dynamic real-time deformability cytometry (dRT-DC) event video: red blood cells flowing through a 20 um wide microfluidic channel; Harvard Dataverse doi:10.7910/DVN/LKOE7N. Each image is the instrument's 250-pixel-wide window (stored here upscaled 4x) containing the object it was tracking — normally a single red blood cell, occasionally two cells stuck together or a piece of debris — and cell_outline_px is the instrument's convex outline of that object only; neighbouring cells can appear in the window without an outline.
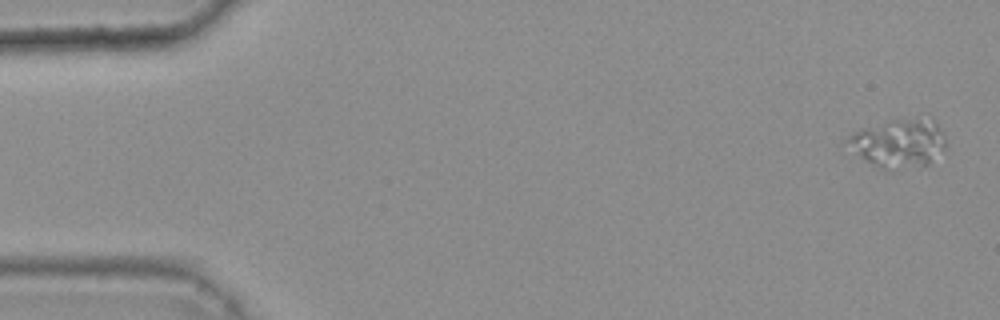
{"species": "common noctule bat (a hibernating species)", "species_latin": "Nyctalus noctula", "temperature_condition": "warm", "stored_images_in_passage": 48, "camera_frame_rate_fps": 3000, "um_per_image_px": 0.085, "animal": {"sex": "female", "body_mass_g": 25.1}, "frame": {"image": 1, "passage_image": 1, "time_ms": 0.0, "image_size_px": [1000, 320], "cell_outline_px": [[944, 148], [928, 164], [892, 172], [884, 172], [868, 160], [844, 140], [848, 136], [864, 128], [892, 120], [932, 120], [936, 124], [944, 136]], "centroid_in_image_um": [76.4, 12.23], "position_along_channel_um": 8.6, "area_um2": 26.82}}